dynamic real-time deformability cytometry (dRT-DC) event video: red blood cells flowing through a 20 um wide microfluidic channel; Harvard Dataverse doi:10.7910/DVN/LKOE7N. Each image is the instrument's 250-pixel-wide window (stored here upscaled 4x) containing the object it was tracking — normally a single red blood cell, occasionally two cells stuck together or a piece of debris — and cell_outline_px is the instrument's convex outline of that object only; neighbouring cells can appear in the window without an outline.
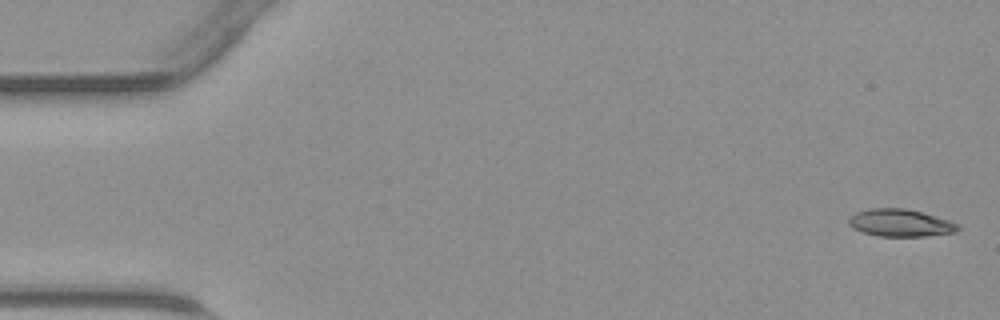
{"species": "common noctule bat (a hibernating species)", "species_latin": "Nyctalus noctula", "temperature_condition": "warm", "stored_images_in_passage": 45, "camera_frame_rate_fps": 3000, "um_per_image_px": 0.085, "animal": {"sex": "male", "body_mass_g": 23.1, "forearm_length_mm": 52.7}, "frame": {"image": 1, "passage_image": 1, "time_ms": 0.0, "image_size_px": [1000, 320], "cell_outline_px": [[960, 228], [956, 232], [924, 236], [880, 236], [860, 232], [852, 228], [848, 224], [848, 220], [856, 212], [868, 208], [904, 208], [936, 216], [960, 224]], "centroid_in_image_um": [76.51, 18.95], "position_along_channel_um": 8.5, "area_um2": 17.46}}
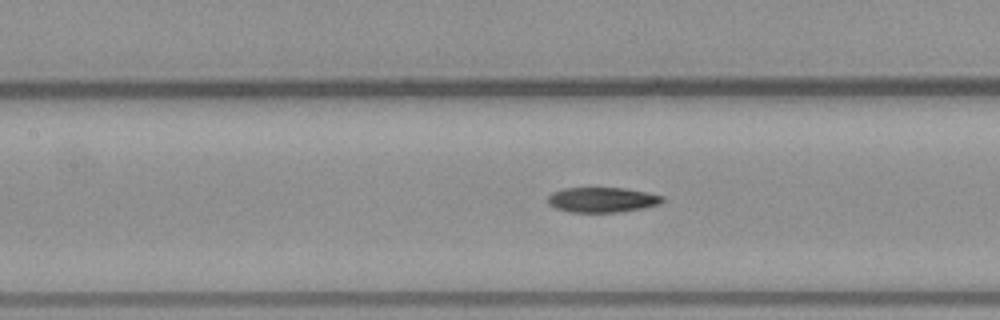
{"frame": {"image": 2, "passage_image": 20, "time_ms": 6.333, "image_size_px": [1000, 320], "cell_outline_px": [[664, 200], [660, 204], [644, 208], [616, 212], [572, 212], [556, 208], [548, 204], [548, 196], [552, 192], [564, 188], [624, 188], [648, 192], [664, 196]], "centroid_in_image_um": [51.21, 16.98], "position_along_channel_um": 156.2, "area_um2": 16.76}}
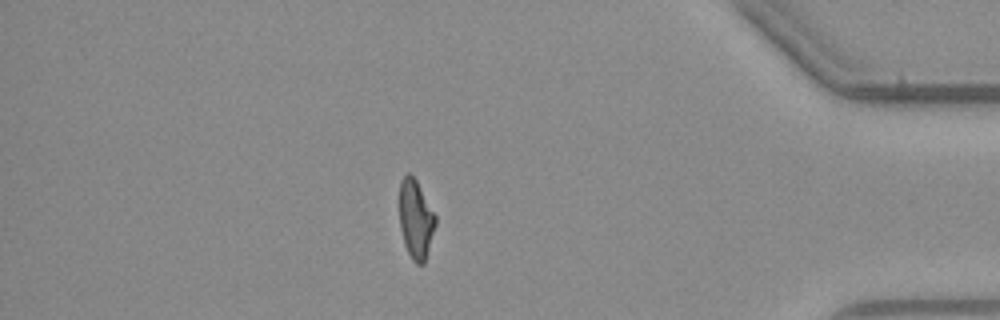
{"frame": {"image": 3, "passage_image": 39, "time_ms": 12.667, "image_size_px": [1000, 320], "cell_outline_px": [[436, 224], [424, 264], [416, 264], [412, 260], [404, 244], [400, 228], [400, 180], [408, 172], [416, 180], [436, 216]], "centroid_in_image_um": [35.34, 18.66], "position_along_channel_um": 399.9, "area_um2": 16.42}}